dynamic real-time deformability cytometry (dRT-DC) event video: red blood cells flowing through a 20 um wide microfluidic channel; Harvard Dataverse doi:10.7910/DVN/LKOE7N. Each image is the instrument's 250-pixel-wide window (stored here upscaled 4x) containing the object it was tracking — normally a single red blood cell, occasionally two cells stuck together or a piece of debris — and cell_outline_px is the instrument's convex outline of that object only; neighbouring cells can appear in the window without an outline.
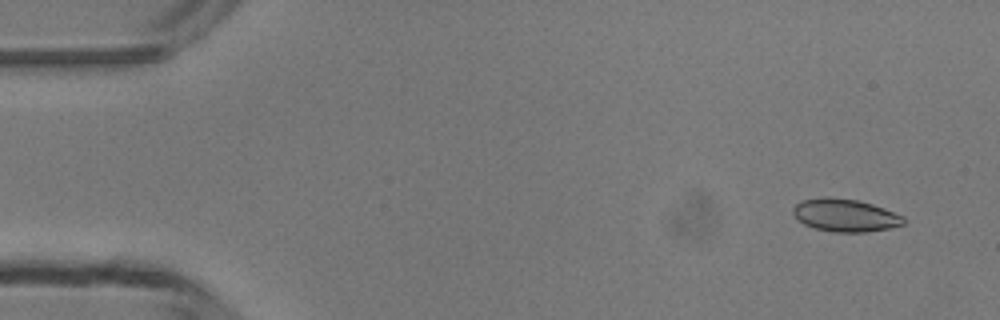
{"species": "common noctule bat (a hibernating species)", "species_latin": "Nyctalus noctula", "temperature_condition": "room temperature", "stored_images_in_passage": 4, "camera_frame_rate_fps": 3000, "um_per_image_px": 0.085, "animal": {"sex": "male", "body_mass_g": 13.3}, "frame": {"image": 1, "passage_image": 1, "time_ms": 0.0, "image_size_px": [1000, 320], "cell_outline_px": [[908, 220], [904, 224], [888, 228], [864, 232], [832, 232], [812, 228], [796, 220], [792, 212], [792, 208], [800, 200], [824, 196], [828, 196], [860, 200], [884, 208], [904, 216]], "centroid_in_image_um": [71.81, 18.28], "position_along_channel_um": 13.2, "area_um2": 21.56}}